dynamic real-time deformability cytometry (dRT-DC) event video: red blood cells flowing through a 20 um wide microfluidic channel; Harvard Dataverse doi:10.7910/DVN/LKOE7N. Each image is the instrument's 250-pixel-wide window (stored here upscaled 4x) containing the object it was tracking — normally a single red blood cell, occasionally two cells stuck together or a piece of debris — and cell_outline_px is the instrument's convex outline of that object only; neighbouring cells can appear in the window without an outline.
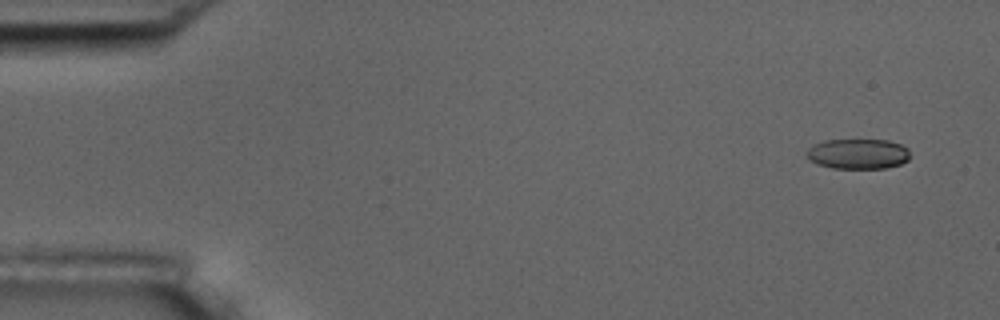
{"species": "common noctule bat (a hibernating species)", "species_latin": "Nyctalus noctula", "temperature_condition": "room temperature", "stored_images_in_passage": 4, "camera_frame_rate_fps": 3000, "um_per_image_px": 0.085, "animal": {"sex": "male", "body_mass_g": 17.5, "forearm_length_mm": 52.3}, "frame": {"image": 1, "passage_image": 1, "time_ms": 0.0, "image_size_px": [1000, 320], "cell_outline_px": [[908, 160], [900, 164], [884, 168], [832, 168], [816, 164], [808, 156], [808, 148], [824, 140], [888, 140], [900, 144], [908, 148]], "centroid_in_image_um": [72.95, 13.08], "position_along_channel_um": 12.1, "area_um2": 17.98}}
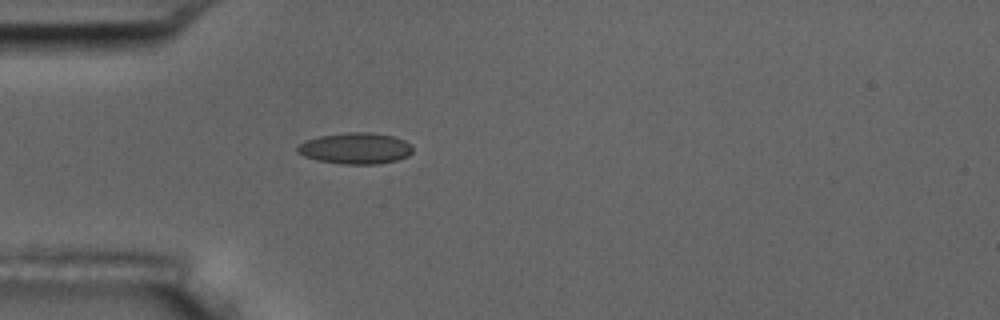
{"frame": {"image": 2, "passage_image": 4, "time_ms": 4.333, "image_size_px": [1000, 320], "cell_outline_px": [[412, 152], [408, 156], [396, 160], [380, 164], [344, 164], [316, 160], [304, 156], [296, 152], [296, 148], [304, 140], [320, 136], [348, 132], [372, 132], [392, 136], [404, 140], [412, 144]], "centroid_in_image_um": [30.21, 12.61], "position_along_channel_um": 54.8, "area_um2": 21.1}}